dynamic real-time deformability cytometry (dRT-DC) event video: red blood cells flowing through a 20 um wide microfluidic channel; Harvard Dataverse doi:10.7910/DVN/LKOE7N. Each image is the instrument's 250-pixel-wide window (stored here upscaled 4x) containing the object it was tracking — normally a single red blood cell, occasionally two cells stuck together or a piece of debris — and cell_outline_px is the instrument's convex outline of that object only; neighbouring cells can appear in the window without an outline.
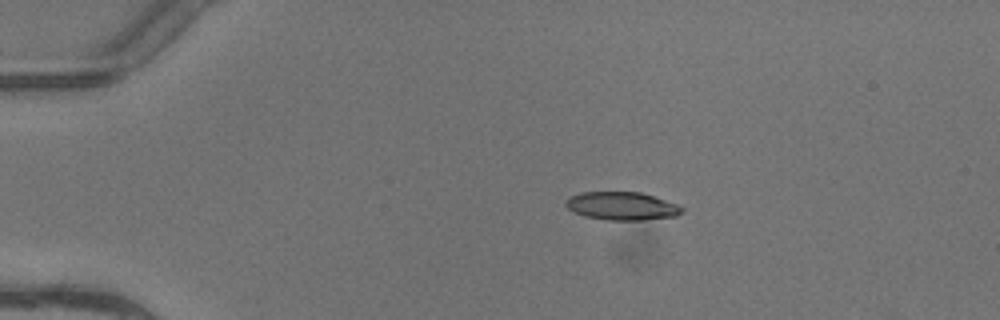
{"species": "common noctule bat (a hibernating species)", "species_latin": "Nyctalus noctula", "temperature_condition": "warm", "stored_images_in_passage": 3, "camera_frame_rate_fps": 3000, "um_per_image_px": 0.085, "animal": {"sex": "female"}, "frame": {"image": 1, "passage_image": 1, "time_ms": 0.0, "image_size_px": [1000, 320], "cell_outline_px": [[684, 212], [676, 216], [644, 220], [604, 220], [584, 216], [568, 208], [564, 204], [572, 196], [584, 192], [640, 192], [676, 204], [684, 208]], "centroid_in_image_um": [52.89, 17.52], "position_along_channel_um": 32.1, "area_um2": 18.84}}
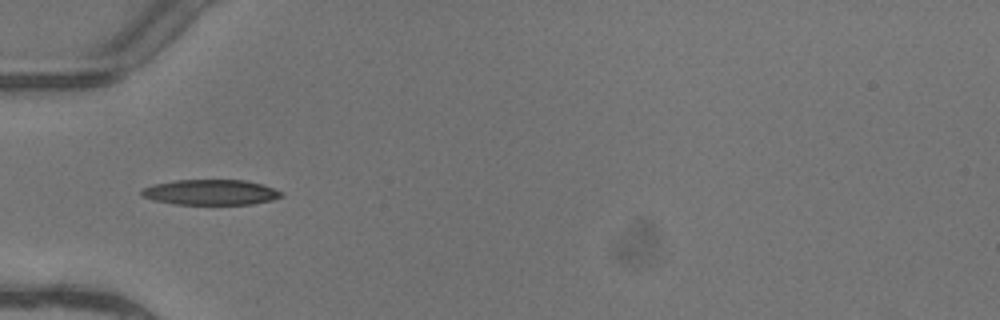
{"frame": {"image": 2, "passage_image": 3, "time_ms": 0.667, "image_size_px": [1000, 320], "cell_outline_px": [[284, 196], [272, 200], [252, 204], [176, 204], [152, 200], [140, 196], [140, 192], [144, 188], [152, 184], [176, 180], [244, 180], [264, 184], [284, 192]], "centroid_in_image_um": [17.92, 16.34], "position_along_channel_um": 67.1, "area_um2": 20.87}}